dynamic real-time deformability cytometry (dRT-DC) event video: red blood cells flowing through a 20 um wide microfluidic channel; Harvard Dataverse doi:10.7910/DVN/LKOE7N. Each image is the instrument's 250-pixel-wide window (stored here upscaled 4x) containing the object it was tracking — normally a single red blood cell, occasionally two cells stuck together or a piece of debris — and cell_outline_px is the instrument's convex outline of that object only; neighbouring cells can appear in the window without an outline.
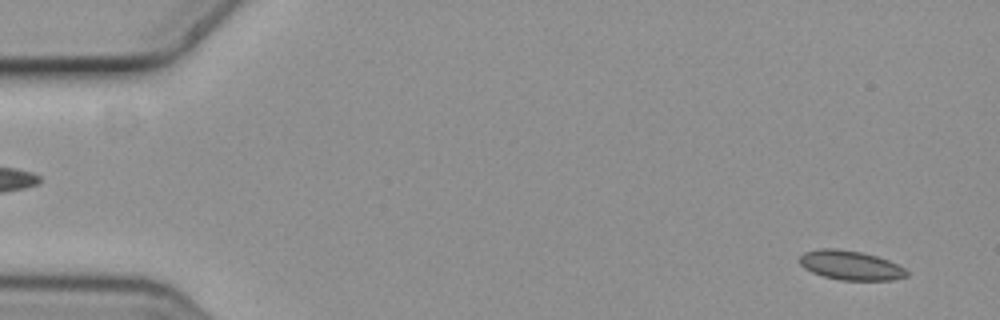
{"species": "common noctule bat (a hibernating species)", "species_latin": "Nyctalus noctula", "temperature_condition": "cold", "stored_images_in_passage": 2, "camera_frame_rate_fps": 3000, "um_per_image_px": 0.085, "animal": {"sex": "female", "body_mass_g": 19.3, "forearm_length_mm": 54.1}, "frame": {"image": 1, "passage_image": 2, "time_ms": 0.333, "image_size_px": [1000, 320], "cell_outline_px": [[908, 276], [892, 280], [840, 280], [824, 276], [812, 272], [804, 268], [800, 264], [800, 256], [804, 252], [820, 248], [836, 248], [860, 252], [876, 256], [888, 260], [904, 268], [908, 272]], "centroid_in_image_um": [72.28, 22.55], "position_along_channel_um": 12.7, "area_um2": 18.21}}